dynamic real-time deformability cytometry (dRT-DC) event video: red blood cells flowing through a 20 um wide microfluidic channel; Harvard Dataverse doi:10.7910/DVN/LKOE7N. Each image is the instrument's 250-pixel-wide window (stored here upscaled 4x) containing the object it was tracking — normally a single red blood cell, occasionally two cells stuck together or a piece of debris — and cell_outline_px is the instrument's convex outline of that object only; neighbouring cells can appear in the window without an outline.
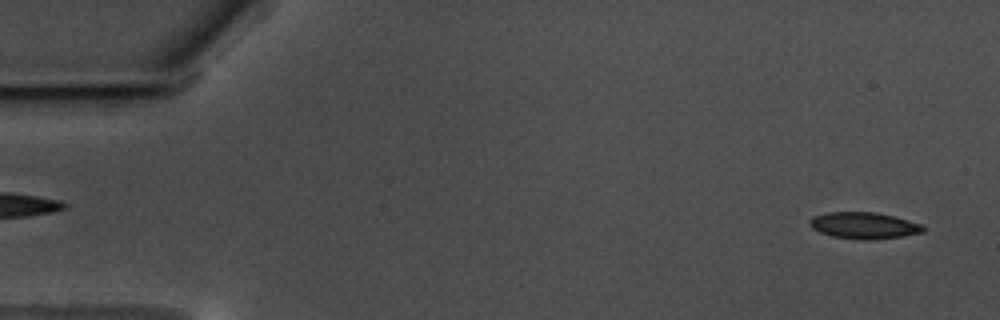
{"species": "common noctule bat (a hibernating species)", "species_latin": "Nyctalus noctula", "temperature_condition": "warm", "stored_images_in_passage": 57, "camera_frame_rate_fps": 3000, "um_per_image_px": 0.085, "animal": {"sex": "male", "body_mass_g": 17.5, "forearm_length_mm": 52.3}, "frame": {"image": 1, "passage_image": 2, "time_ms": 0.333, "image_size_px": [1000, 320], "cell_outline_px": [[928, 228], [924, 232], [904, 236], [872, 240], [864, 240], [832, 236], [820, 232], [812, 228], [812, 216], [828, 212], [876, 212], [924, 224]], "centroid_in_image_um": [73.52, 19.17], "position_along_channel_um": 11.5, "area_um2": 17.57}}
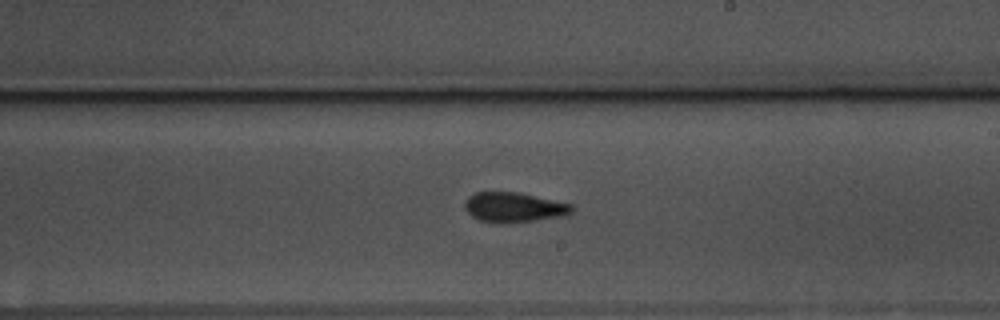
{"frame": {"image": 2, "passage_image": 33, "time_ms": 10.667, "image_size_px": [1000, 320], "cell_outline_px": [[576, 208], [572, 212], [560, 216], [504, 224], [500, 224], [480, 220], [472, 216], [464, 208], [464, 204], [468, 196], [476, 192], [520, 192], [572, 204]], "centroid_in_image_um": [43.67, 17.61], "position_along_channel_um": 245.3, "area_um2": 18.67}}
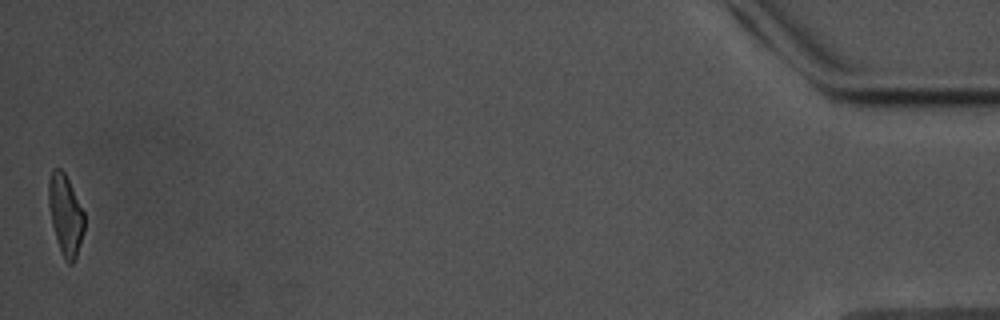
{"frame": {"image": 3, "passage_image": 57, "time_ms": 18.667, "image_size_px": [1000, 320], "cell_outline_px": [[84, 232], [76, 256], [72, 264], [68, 264], [64, 260], [52, 224], [48, 204], [48, 180], [52, 168], [60, 168], [64, 172], [84, 212]], "centroid_in_image_um": [5.56, 18.24], "position_along_channel_um": 429.6, "area_um2": 16.59}, "authors_computed_cell_mechanics": {"area_um2": 17.9758, "velocity_mm_per_s": 3.5151, "shape_relaxation_time_tau1_ms": 3.4977, "shape_relaxation_time_tau2_ms": 2.945, "deformation_change_tau1": 0.1268, "deformation_change_tau2": 0.0893}}